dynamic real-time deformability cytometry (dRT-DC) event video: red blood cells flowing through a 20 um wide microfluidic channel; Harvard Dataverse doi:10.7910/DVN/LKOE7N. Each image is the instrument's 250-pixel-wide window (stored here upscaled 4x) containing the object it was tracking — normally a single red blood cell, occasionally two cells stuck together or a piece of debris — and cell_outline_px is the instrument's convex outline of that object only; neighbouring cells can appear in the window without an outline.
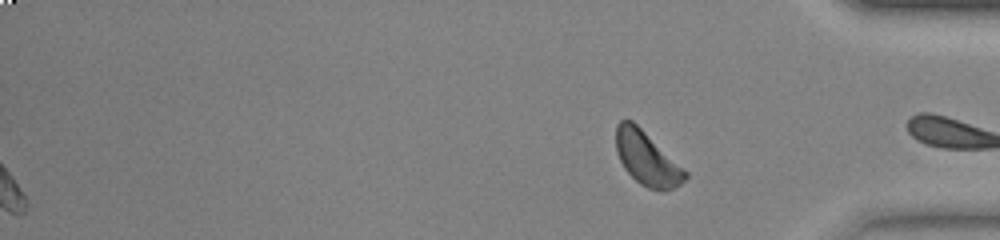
{"species": "common noctule bat (a hibernating species)", "species_latin": "Nyctalus noctula", "temperature_condition": "warm", "stored_images_in_passage": 41, "segment_of_instrument_passage": [2, 2], "camera_frame_rate_fps": 3000, "um_per_image_px": 0.085, "animal": {"sex": "female", "body_mass_g": 23.0, "forearm_length_mm": 53.4}, "frame": {"image": 1, "passage_image": 41, "time_ms": 13.333, "image_size_px": [1000, 240], "cell_outline_px": [[688, 176], [680, 184], [672, 188], [648, 188], [640, 184], [624, 168], [616, 152], [616, 124], [620, 120], [632, 120], [688, 172]], "centroid_in_image_um": [54.96, 13.44], "position_along_channel_um": 380.2, "area_um2": 21.1}}